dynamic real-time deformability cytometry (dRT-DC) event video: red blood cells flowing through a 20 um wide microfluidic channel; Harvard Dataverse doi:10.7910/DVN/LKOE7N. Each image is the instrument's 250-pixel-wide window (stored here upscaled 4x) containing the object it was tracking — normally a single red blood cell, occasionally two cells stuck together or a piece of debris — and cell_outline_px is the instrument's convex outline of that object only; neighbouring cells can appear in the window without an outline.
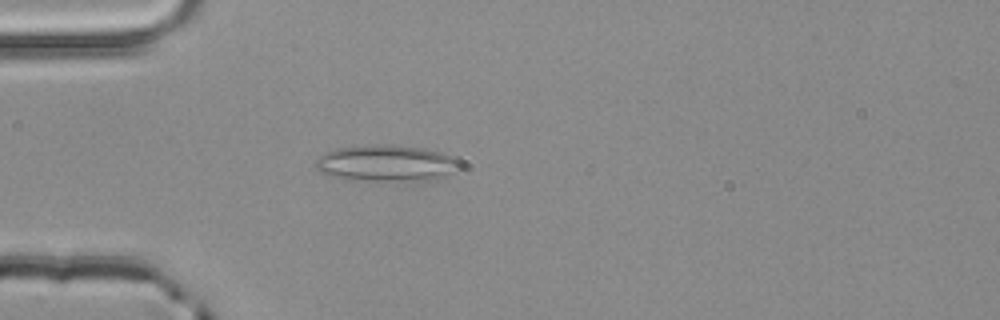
{"species": "common noctule bat (a hibernating species)", "species_latin": "Nyctalus noctula", "temperature_condition": "room temperature", "stored_images_in_passage": 3, "camera_frame_rate_fps": 3000, "um_per_image_px": 0.085, "animal": {"sex": "male", "body_mass_g": 20.4}, "frame": {"image": 1, "passage_image": 3, "time_ms": 0.667, "image_size_px": [1000, 320], "cell_outline_px": [[456, 160], [452, 172], [432, 180], [368, 180], [332, 176], [320, 172], [316, 168], [316, 160], [324, 152], [340, 148], [364, 144], [424, 148], [440, 152]], "centroid_in_image_um": [32.73, 13.86], "position_along_channel_um": 52.3, "area_um2": 29.42}}